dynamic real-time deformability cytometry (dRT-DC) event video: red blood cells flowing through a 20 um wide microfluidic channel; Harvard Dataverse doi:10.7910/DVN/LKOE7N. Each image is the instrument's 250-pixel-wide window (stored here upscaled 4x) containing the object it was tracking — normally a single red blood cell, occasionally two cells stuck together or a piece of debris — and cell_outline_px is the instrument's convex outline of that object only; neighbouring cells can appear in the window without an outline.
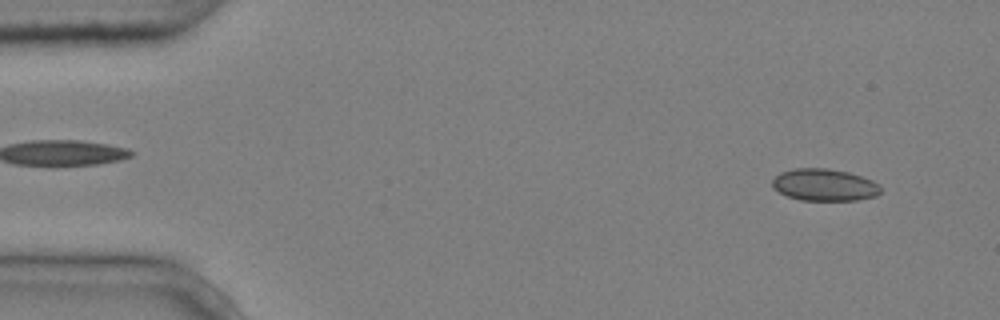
{"species": "common noctule bat (a hibernating species)", "species_latin": "Nyctalus noctula", "temperature_condition": "cold", "stored_images_in_passage": 5, "segment_of_instrument_passage": [2, 2], "camera_frame_rate_fps": 3000, "um_per_image_px": 0.085, "animal": {"sex": "male", "body_mass_g": 20.4}, "frame": {"image": 1, "passage_image": 5, "time_ms": 1.333, "image_size_px": [1000, 320], "cell_outline_px": [[880, 192], [876, 196], [856, 200], [800, 200], [788, 196], [772, 188], [772, 180], [780, 172], [792, 168], [828, 168], [848, 172], [872, 180], [880, 184]], "centroid_in_image_um": [70.06, 15.71], "position_along_channel_um": 14.9, "area_um2": 20.29}}